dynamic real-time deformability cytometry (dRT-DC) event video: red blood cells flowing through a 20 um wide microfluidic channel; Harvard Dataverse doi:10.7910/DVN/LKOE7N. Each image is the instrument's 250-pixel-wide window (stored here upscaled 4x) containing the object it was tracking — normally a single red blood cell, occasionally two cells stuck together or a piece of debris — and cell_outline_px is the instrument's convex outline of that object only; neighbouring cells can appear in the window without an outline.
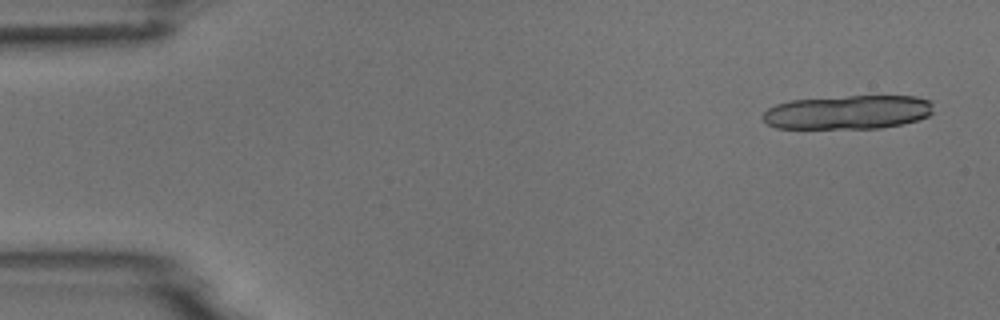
{"species": "common noctule bat (a hibernating species)", "species_latin": "Nyctalus noctula", "temperature_condition": "room temperature", "stored_images_in_passage": 6, "camera_frame_rate_fps": 3000, "um_per_image_px": 0.085, "animal": {"sex": "male", "body_mass_g": 18.8}, "frame": {"image": 1, "passage_image": 1, "time_ms": 0.0, "image_size_px": [1000, 320], "cell_outline_px": [[932, 112], [928, 116], [916, 120], [900, 124], [880, 128], [776, 128], [768, 124], [760, 116], [768, 108], [776, 104], [792, 100], [848, 96], [916, 96], [932, 100]], "centroid_in_image_um": [72.07, 9.53], "position_along_channel_um": 12.9, "area_um2": 33.7}}